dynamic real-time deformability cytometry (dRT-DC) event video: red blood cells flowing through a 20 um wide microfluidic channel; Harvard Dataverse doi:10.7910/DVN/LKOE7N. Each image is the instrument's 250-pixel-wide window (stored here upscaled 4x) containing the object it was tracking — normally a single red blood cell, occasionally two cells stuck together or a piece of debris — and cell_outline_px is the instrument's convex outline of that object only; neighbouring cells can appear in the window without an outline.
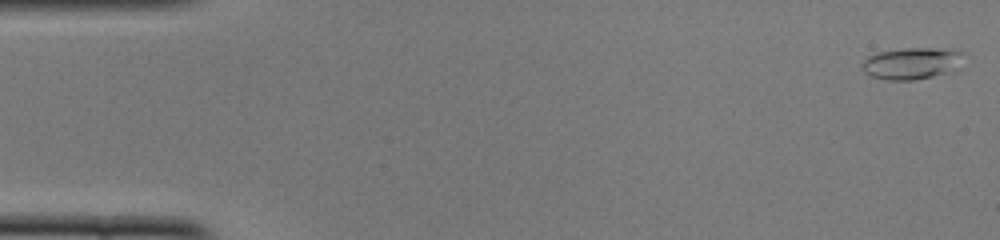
{"species": "common noctule bat (a hibernating species)", "species_latin": "Nyctalus noctula", "temperature_condition": "cold", "stored_images_in_passage": 50, "camera_frame_rate_fps": 3000, "um_per_image_px": 0.085, "animal": {"sex": "female", "body_mass_g": 22.0, "forearm_length_mm": 56.7}, "frame": {"image": 1, "passage_image": 1, "time_ms": 0.0, "image_size_px": [1000, 240], "cell_outline_px": [[964, 52], [944, 72], [932, 76], [912, 80], [888, 80], [872, 76], [864, 72], [860, 64], [868, 56], [880, 52], [904, 48], [956, 48]], "centroid_in_image_um": [77.36, 5.36], "position_along_channel_um": 7.6, "area_um2": 18.03}}
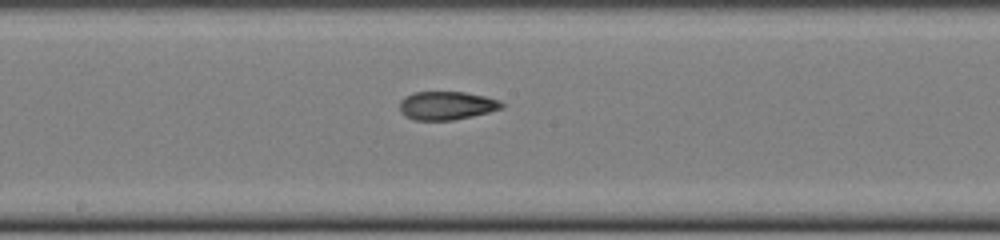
{"frame": {"image": 2, "passage_image": 26, "time_ms": 8.333, "image_size_px": [1000, 240], "cell_outline_px": [[504, 108], [472, 116], [452, 120], [416, 120], [404, 116], [400, 112], [400, 100], [404, 96], [412, 92], [464, 92], [484, 96], [500, 100], [504, 104]], "centroid_in_image_um": [37.94, 8.97], "position_along_channel_um": 210.3, "area_um2": 16.99}}
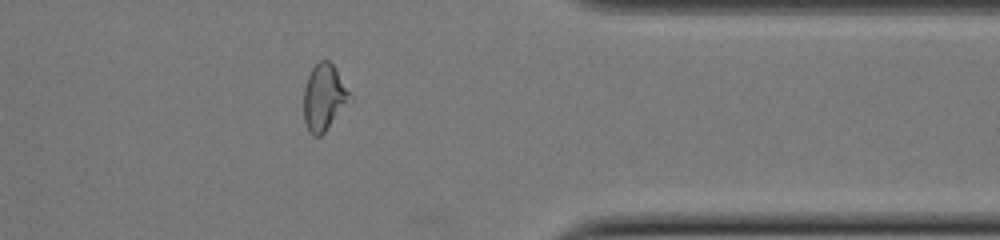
{"frame": {"image": 3, "passage_image": 40, "time_ms": 13.0, "image_size_px": [1000, 240], "cell_outline_px": [[352, 100], [324, 132], [320, 136], [312, 136], [308, 132], [304, 120], [304, 88], [308, 76], [312, 68], [320, 60], [328, 60], [332, 64], [352, 96]], "centroid_in_image_um": [27.53, 8.31], "position_along_channel_um": 383.9, "area_um2": 17.74}, "authors_computed_cell_mechanics": {"area_um2": 17.3978, "velocity_mm_per_s": 4.0213, "shape_relaxation_time_tau1_ms": null, "shape_relaxation_time_tau2_ms": 3.635, "deformation_change_tau1": null, "deformation_change_tau2": 0.1248}}